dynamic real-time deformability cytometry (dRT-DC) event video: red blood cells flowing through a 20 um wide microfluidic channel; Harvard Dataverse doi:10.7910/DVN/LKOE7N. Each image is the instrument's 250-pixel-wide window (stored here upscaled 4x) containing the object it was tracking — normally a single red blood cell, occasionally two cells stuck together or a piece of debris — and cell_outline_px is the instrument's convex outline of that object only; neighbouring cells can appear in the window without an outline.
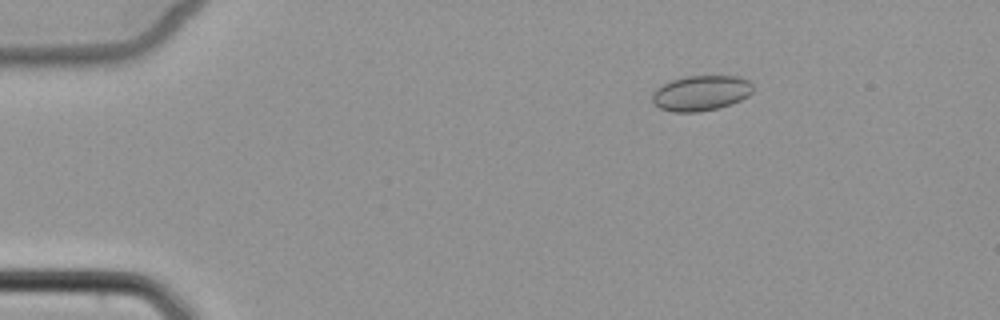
{"species": "common noctule bat (a hibernating species)", "species_latin": "Nyctalus noctula", "temperature_condition": "cold", "stored_images_in_passage": 4, "camera_frame_rate_fps": 3000, "um_per_image_px": 0.085, "animal": {"sex": "female", "body_mass_g": 22.7, "forearm_length_mm": 54.2}, "frame": {"image": 1, "passage_image": 2, "time_ms": 2.0, "image_size_px": [1000, 320], "cell_outline_px": [[752, 92], [748, 96], [740, 100], [716, 108], [700, 112], [672, 112], [660, 108], [652, 104], [652, 92], [656, 88], [672, 80], [684, 76], [740, 76], [748, 80], [752, 84]], "centroid_in_image_um": [59.55, 7.91], "position_along_channel_um": 25.5, "area_um2": 20.75}}
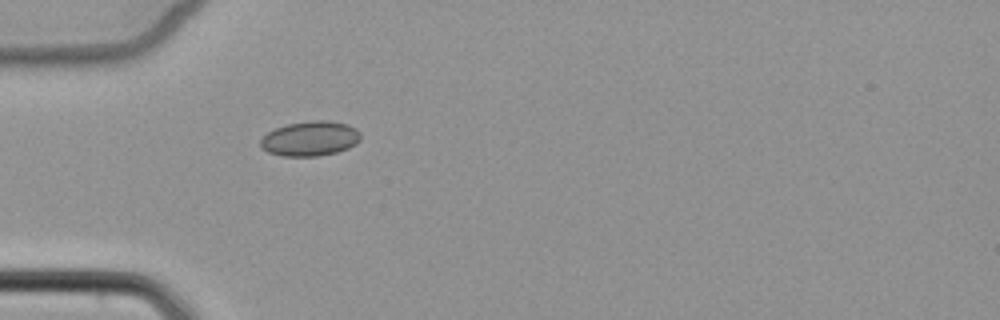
{"frame": {"image": 2, "passage_image": 4, "time_ms": 4.667, "image_size_px": [1000, 320], "cell_outline_px": [[360, 140], [356, 144], [348, 148], [336, 152], [316, 156], [280, 156], [268, 152], [260, 148], [260, 140], [268, 132], [276, 128], [288, 124], [312, 120], [328, 120], [348, 124], [356, 128], [360, 132]], "centroid_in_image_um": [26.36, 11.78], "position_along_channel_um": 58.6, "area_um2": 20.4}}